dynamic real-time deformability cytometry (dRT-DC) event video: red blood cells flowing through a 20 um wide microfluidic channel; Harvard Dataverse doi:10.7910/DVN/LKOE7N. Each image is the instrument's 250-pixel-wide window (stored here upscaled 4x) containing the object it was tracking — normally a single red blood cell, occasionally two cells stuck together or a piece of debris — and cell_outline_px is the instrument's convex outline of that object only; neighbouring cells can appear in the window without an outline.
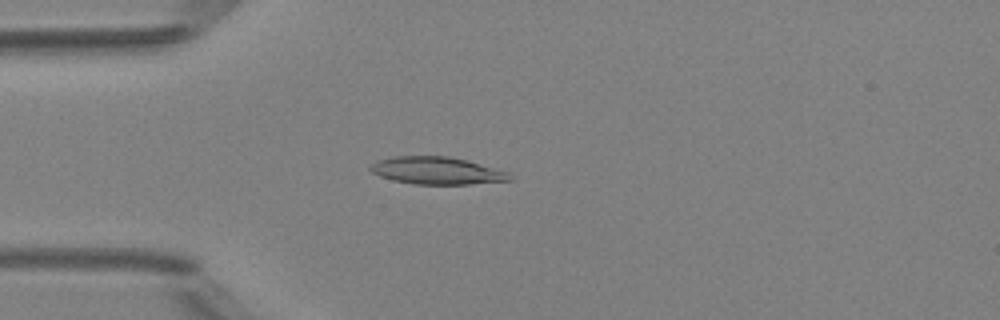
{"species": "Egyptian fruit bat (a non-hibernating species)", "species_latin": "Rousettus aegyptiacus", "temperature_condition": "room temperature", "stored_images_in_passage": 39, "camera_frame_rate_fps": 3000, "um_per_image_px": 0.085, "animal": {"sex": "female"}, "frame": {"image": 1, "passage_image": 4, "time_ms": 1.0, "image_size_px": [1000, 320], "cell_outline_px": [[512, 180], [468, 184], [416, 184], [392, 180], [380, 176], [372, 172], [368, 168], [376, 160], [392, 156], [448, 156], [468, 160], [508, 172], [512, 176]], "centroid_in_image_um": [37.11, 14.5], "position_along_channel_um": 47.9, "area_um2": 22.25}}
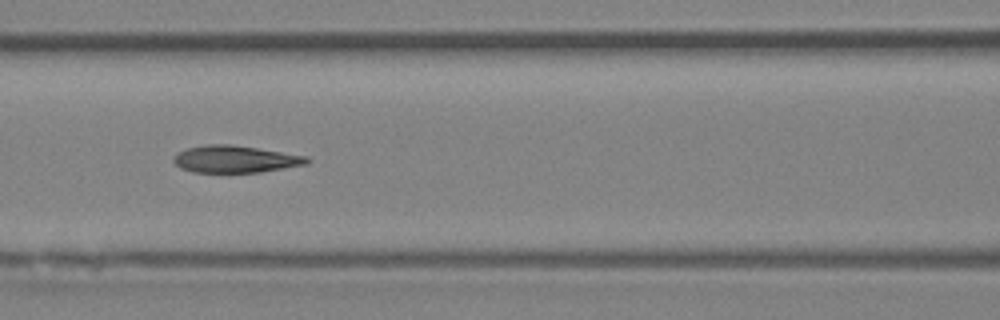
{"frame": {"image": 2, "passage_image": 12, "time_ms": 3.667, "image_size_px": [1000, 320], "cell_outline_px": [[312, 160], [308, 164], [260, 172], [192, 172], [180, 168], [172, 160], [172, 156], [176, 152], [184, 148], [204, 144], [232, 144], [308, 156]], "centroid_in_image_um": [19.96, 13.51], "position_along_channel_um": 146.6, "area_um2": 21.39}}
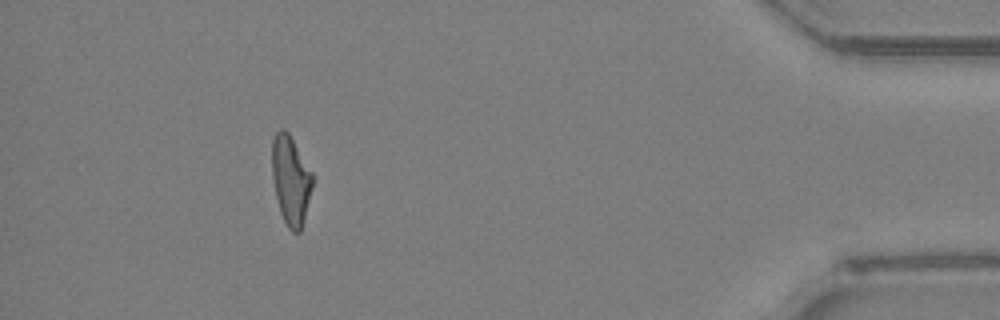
{"frame": {"image": 3, "passage_image": 35, "time_ms": 11.333, "image_size_px": [1000, 320], "cell_outline_px": [[316, 176], [300, 232], [292, 232], [288, 228], [280, 212], [276, 196], [272, 176], [272, 140], [276, 132], [280, 128], [284, 128], [288, 132]], "centroid_in_image_um": [24.74, 15.28], "position_along_channel_um": 410.5, "area_um2": 21.33}, "authors_computed_cell_mechanics": {"area_um2": 21.675, "velocity_mm_per_s": 4.2241, "shape_relaxation_time_tau1_ms": 8.2523, "shape_relaxation_time_tau2_ms": 2.3022, "deformation_change_tau1": 0.2292, "deformation_change_tau2": 0.0995}}